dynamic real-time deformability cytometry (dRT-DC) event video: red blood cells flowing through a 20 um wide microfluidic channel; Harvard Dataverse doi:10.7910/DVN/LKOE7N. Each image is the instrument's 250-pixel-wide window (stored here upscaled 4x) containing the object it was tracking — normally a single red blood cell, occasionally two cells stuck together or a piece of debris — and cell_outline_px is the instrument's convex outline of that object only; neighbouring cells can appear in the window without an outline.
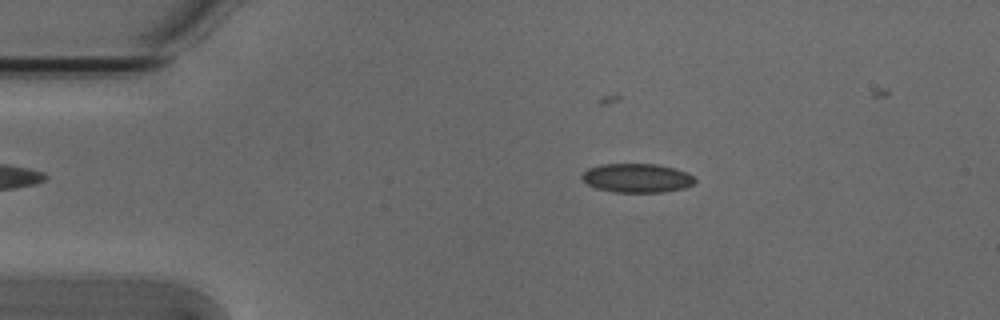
{"species": "Egyptian fruit bat (a non-hibernating species)", "species_latin": "Rousettus aegyptiacus", "temperature_condition": "cold", "stored_images_in_passage": 3, "camera_frame_rate_fps": 3000, "um_per_image_px": 0.085, "animal": {"sex": "male"}, "frame": {"image": 1, "passage_image": 2, "time_ms": 0.333, "image_size_px": [1000, 320], "cell_outline_px": [[696, 180], [692, 184], [684, 188], [664, 192], [616, 192], [596, 188], [580, 180], [580, 176], [588, 168], [600, 164], [656, 164], [676, 168], [688, 172]], "centroid_in_image_um": [54.12, 15.12], "position_along_channel_um": 30.9, "area_um2": 19.19}}